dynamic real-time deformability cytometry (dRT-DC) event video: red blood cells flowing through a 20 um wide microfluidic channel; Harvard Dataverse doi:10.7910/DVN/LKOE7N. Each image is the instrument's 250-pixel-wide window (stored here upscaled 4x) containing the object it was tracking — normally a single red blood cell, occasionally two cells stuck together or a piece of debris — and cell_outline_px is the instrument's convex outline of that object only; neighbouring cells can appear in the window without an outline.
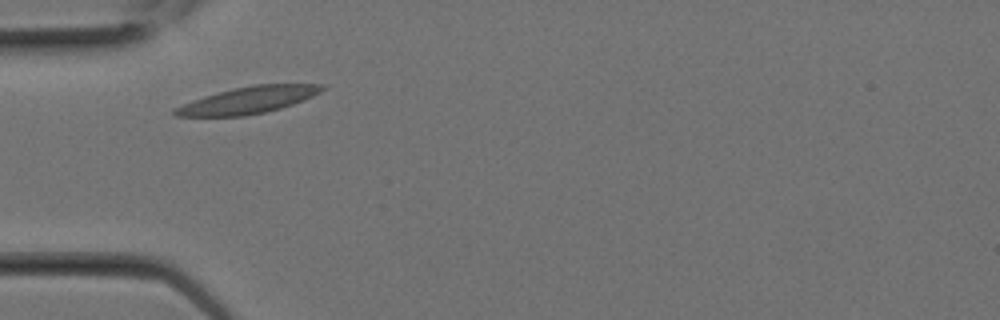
{"species": "Egyptian fruit bat (a non-hibernating species)", "species_latin": "Rousettus aegyptiacus", "temperature_condition": "room temperature", "stored_images_in_passage": 1, "camera_frame_rate_fps": 3000, "um_per_image_px": 0.085, "animal": {"sex": "female"}, "frame": {"image": 1, "passage_image": 1, "time_ms": 0.0, "image_size_px": [1000, 320], "cell_outline_px": [[328, 88], [304, 100], [280, 108], [264, 112], [244, 116], [176, 116], [172, 112], [176, 108], [192, 100], [204, 96], [236, 88], [256, 84], [324, 84]], "centroid_in_image_um": [21.15, 8.5], "position_along_channel_um": 63.9, "area_um2": 22.66}}